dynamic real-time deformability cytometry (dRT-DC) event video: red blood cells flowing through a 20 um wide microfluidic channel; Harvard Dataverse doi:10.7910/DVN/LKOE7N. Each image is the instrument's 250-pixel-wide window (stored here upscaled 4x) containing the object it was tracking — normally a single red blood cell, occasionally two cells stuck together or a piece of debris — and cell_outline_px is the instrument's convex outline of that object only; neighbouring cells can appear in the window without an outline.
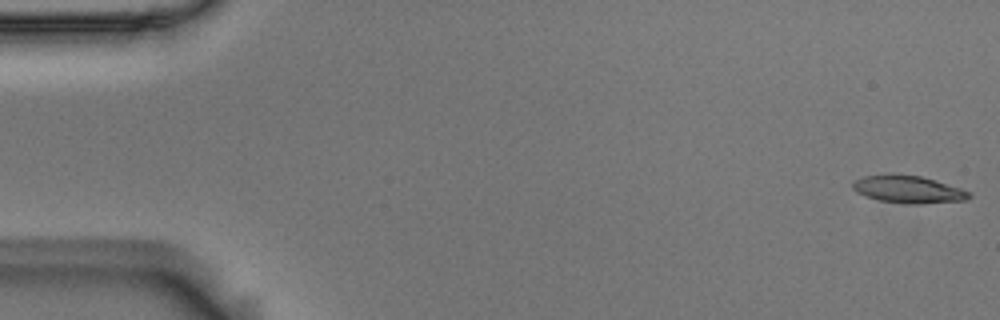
{"species": "Egyptian fruit bat (a non-hibernating species)", "species_latin": "Rousettus aegyptiacus", "temperature_condition": "room temperature", "stored_images_in_passage": 54, "camera_frame_rate_fps": 3000, "um_per_image_px": 0.085, "animal": {"sex": "male"}, "frame": {"image": 1, "passage_image": 1, "time_ms": 0.0, "image_size_px": [1000, 320], "cell_outline_px": [[972, 196], [968, 200], [920, 204], [912, 204], [880, 200], [864, 196], [856, 192], [852, 188], [852, 180], [864, 176], [888, 172], [892, 172], [920, 176], [960, 188], [972, 192]], "centroid_in_image_um": [77.16, 16.07], "position_along_channel_um": 7.8, "area_um2": 19.02}}
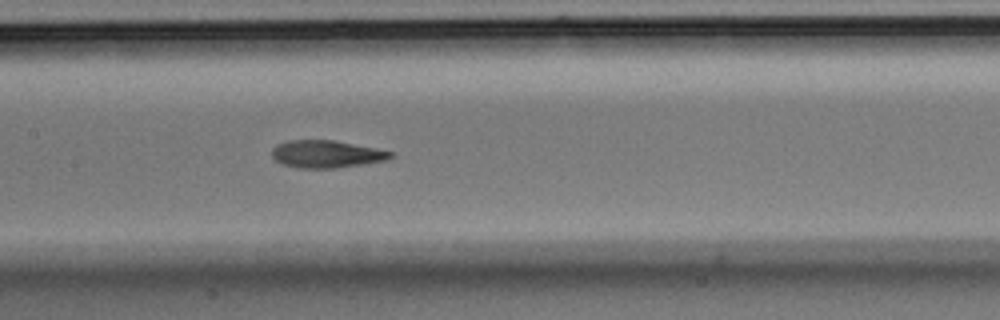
{"frame": {"image": 2, "passage_image": 26, "time_ms": 8.333, "image_size_px": [1000, 320], "cell_outline_px": [[396, 156], [388, 160], [364, 164], [336, 168], [300, 168], [284, 164], [276, 160], [272, 156], [272, 148], [276, 144], [288, 140], [336, 140], [396, 152]], "centroid_in_image_um": [27.82, 13.09], "position_along_channel_um": 179.6, "area_um2": 19.25}}
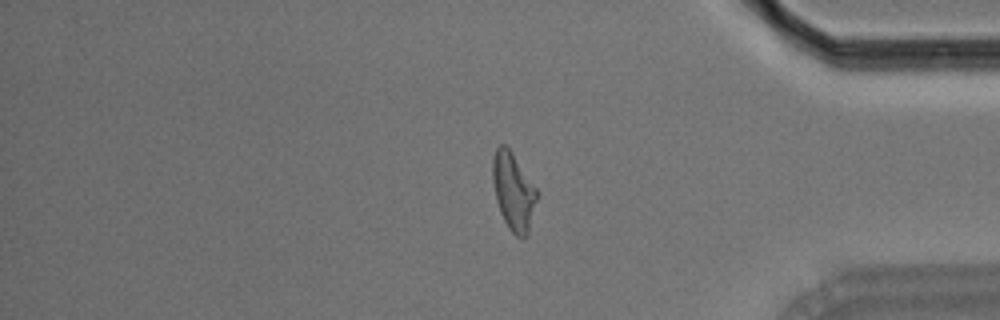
{"frame": {"image": 3, "passage_image": 45, "time_ms": 14.667, "image_size_px": [1000, 320], "cell_outline_px": [[536, 200], [528, 232], [524, 236], [516, 236], [508, 228], [500, 212], [496, 200], [492, 180], [492, 156], [496, 148], [500, 144], [504, 144], [512, 152], [536, 188]], "centroid_in_image_um": [43.59, 16.23], "position_along_channel_um": 391.6, "area_um2": 19.65}, "authors_computed_cell_mechanics": {"area_um2": 19.2185, "velocity_mm_per_s": 3.7045, "shape_relaxation_time_tau1_ms": 6.3625, "shape_relaxation_time_tau2_ms": 2.3641, "deformation_change_tau1": 0.2285, "deformation_change_tau2": 0.1069}}